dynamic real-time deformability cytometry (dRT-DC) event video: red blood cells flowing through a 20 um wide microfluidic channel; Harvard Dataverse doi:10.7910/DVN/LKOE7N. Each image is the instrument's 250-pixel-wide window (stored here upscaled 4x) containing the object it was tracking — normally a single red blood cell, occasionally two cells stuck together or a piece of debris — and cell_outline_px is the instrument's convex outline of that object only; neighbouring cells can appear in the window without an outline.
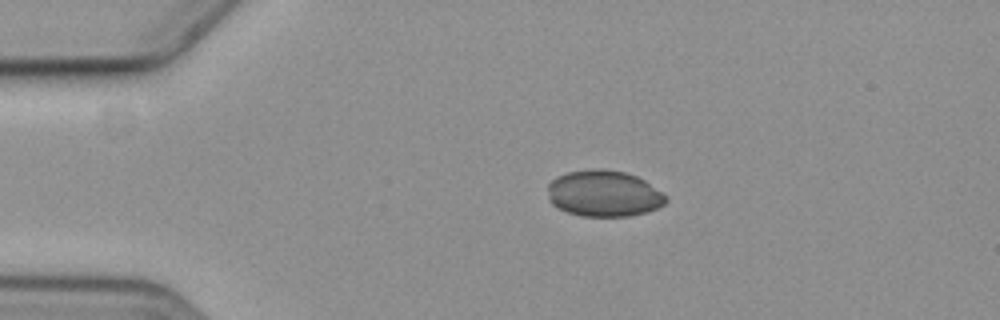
{"species": "common noctule bat (a hibernating species)", "species_latin": "Nyctalus noctula", "temperature_condition": "cold", "stored_images_in_passage": 5, "camera_frame_rate_fps": 3000, "um_per_image_px": 0.085, "animal": {"sex": "female", "body_mass_g": 19.3, "forearm_length_mm": 54.1}, "frame": {"image": 1, "passage_image": 3, "time_ms": 3.0, "image_size_px": [1000, 320], "cell_outline_px": [[668, 200], [664, 204], [656, 208], [644, 212], [628, 216], [580, 216], [556, 208], [548, 200], [548, 184], [556, 176], [568, 172], [588, 168], [604, 168], [624, 172], [636, 176], [644, 180], [660, 192]], "centroid_in_image_um": [51.26, 16.44], "position_along_channel_um": 33.7, "area_um2": 31.91}}